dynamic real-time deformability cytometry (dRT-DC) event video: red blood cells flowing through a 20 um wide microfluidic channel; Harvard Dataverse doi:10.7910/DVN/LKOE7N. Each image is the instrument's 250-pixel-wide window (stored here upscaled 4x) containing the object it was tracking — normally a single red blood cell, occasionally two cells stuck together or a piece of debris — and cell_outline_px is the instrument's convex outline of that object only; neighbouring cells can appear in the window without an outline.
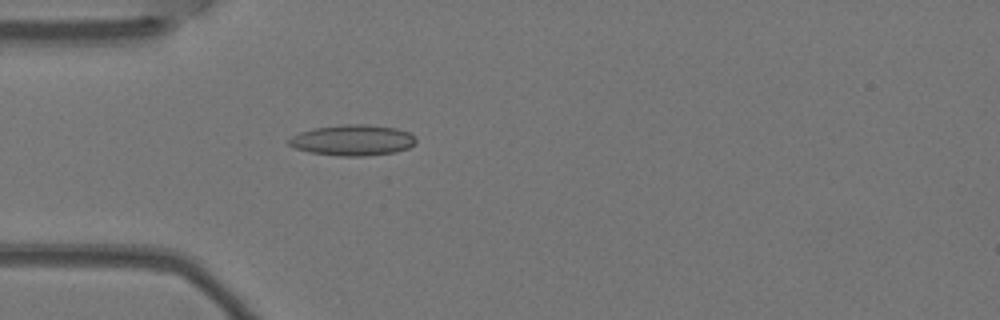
{"species": "Egyptian fruit bat (a non-hibernating species)", "species_latin": "Rousettus aegyptiacus", "temperature_condition": "warm", "stored_images_in_passage": 3, "camera_frame_rate_fps": 3000, "um_per_image_px": 0.085, "animal": {"sex": "female"}, "frame": {"image": 1, "passage_image": 3, "time_ms": 0.667, "image_size_px": [1000, 320], "cell_outline_px": [[416, 144], [408, 148], [396, 152], [364, 156], [340, 156], [308, 152], [296, 148], [288, 144], [288, 140], [292, 136], [300, 132], [312, 128], [344, 124], [364, 124], [396, 128], [408, 132], [416, 136]], "centroid_in_image_um": [29.99, 11.91], "position_along_channel_um": 55.0, "area_um2": 22.95}}